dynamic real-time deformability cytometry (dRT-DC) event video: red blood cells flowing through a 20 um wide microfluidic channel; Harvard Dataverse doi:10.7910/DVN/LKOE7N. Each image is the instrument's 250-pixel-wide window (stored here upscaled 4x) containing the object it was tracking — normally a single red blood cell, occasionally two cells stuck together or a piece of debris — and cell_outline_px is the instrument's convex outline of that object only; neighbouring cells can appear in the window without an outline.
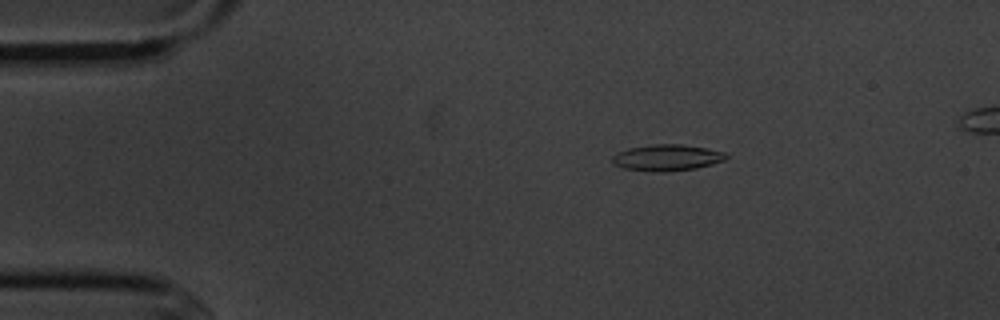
{"species": "common noctule bat (a hibernating species)", "species_latin": "Nyctalus noctula", "temperature_condition": "cold", "stored_images_in_passage": 6, "camera_frame_rate_fps": 3000, "um_per_image_px": 0.085, "animal": {"sex": "male", "body_mass_g": 20.1, "forearm_length_mm": 53.5}, "frame": {"image": 1, "passage_image": 3, "time_ms": 2.333, "image_size_px": [1000, 320], "cell_outline_px": [[728, 156], [724, 160], [712, 164], [696, 168], [668, 172], [652, 172], [624, 168], [612, 164], [612, 156], [616, 152], [628, 148], [652, 144], [680, 144], [708, 148], [724, 152]], "centroid_in_image_um": [56.66, 13.4], "position_along_channel_um": 28.3, "area_um2": 17.63}}
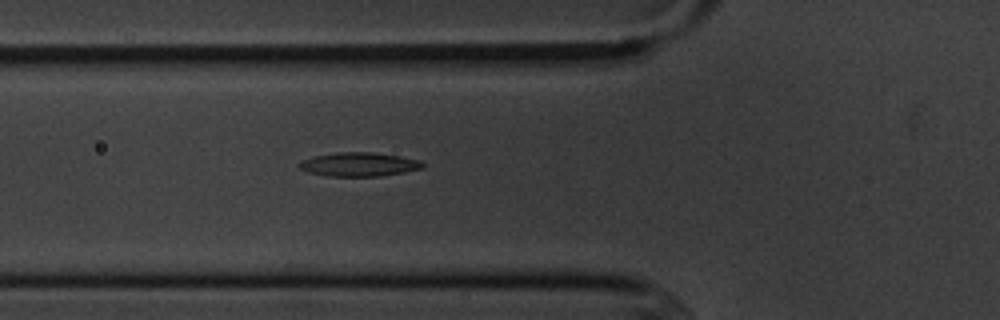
{"frame": {"image": 2, "passage_image": 6, "time_ms": 5.667, "image_size_px": [1000, 320], "cell_outline_px": [[424, 168], [404, 172], [380, 176], [328, 176], [308, 172], [300, 168], [296, 164], [312, 156], [336, 152], [372, 152], [400, 156], [420, 160], [424, 164]], "centroid_in_image_um": [30.51, 13.97], "position_along_channel_um": 95.3, "area_um2": 17.22}}